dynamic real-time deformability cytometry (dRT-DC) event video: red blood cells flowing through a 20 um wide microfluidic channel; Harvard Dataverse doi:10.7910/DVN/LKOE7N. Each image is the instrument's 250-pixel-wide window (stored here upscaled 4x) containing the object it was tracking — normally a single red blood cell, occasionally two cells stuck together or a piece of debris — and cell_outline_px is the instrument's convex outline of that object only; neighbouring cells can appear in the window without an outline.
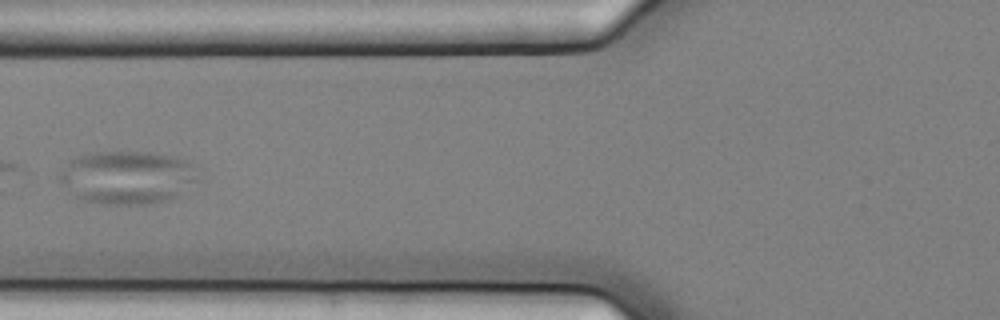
{"species": "common noctule bat (a hibernating species)", "species_latin": "Nyctalus noctula", "temperature_condition": "cold", "stored_images_in_passage": 5, "segment_of_instrument_passage": [2, 2], "camera_frame_rate_fps": 3000, "um_per_image_px": 0.085, "animal": {"sex": "female", "body_mass_g": 25.1}, "frame": {"image": 1, "passage_image": 5, "time_ms": 1.333, "image_size_px": [1000, 320], "cell_outline_px": [[200, 180], [180, 196], [168, 200], [148, 204], [104, 204], [84, 200], [76, 196], [60, 184], [56, 176], [72, 156], [92, 152], [156, 152], [176, 156], [188, 160], [196, 164]], "centroid_in_image_um": [10.87, 15.06], "position_along_channel_um": 114.9, "area_um2": 44.16}}